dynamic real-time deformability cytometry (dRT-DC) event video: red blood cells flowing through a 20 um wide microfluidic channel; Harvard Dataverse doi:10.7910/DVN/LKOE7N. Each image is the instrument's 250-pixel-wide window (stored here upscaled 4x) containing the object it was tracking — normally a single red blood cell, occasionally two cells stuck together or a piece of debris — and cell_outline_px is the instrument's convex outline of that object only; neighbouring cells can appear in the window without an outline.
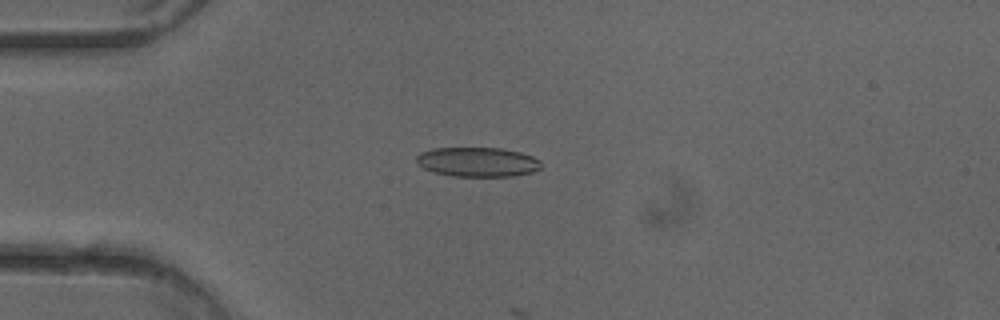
{"species": "common noctule bat (a hibernating species)", "species_latin": "Nyctalus noctula", "temperature_condition": "cold", "stored_images_in_passage": 14, "camera_frame_rate_fps": 3000, "um_per_image_px": 0.085, "animal": {"sex": "female"}, "frame": {"image": 1, "passage_image": 13, "time_ms": 4.0, "image_size_px": [1000, 320], "cell_outline_px": [[540, 168], [532, 172], [512, 176], [452, 176], [436, 172], [424, 168], [416, 164], [416, 156], [420, 152], [432, 148], [500, 148], [520, 152], [532, 156], [540, 160]], "centroid_in_image_um": [40.57, 13.76], "position_along_channel_um": 44.4, "area_um2": 21.39}}